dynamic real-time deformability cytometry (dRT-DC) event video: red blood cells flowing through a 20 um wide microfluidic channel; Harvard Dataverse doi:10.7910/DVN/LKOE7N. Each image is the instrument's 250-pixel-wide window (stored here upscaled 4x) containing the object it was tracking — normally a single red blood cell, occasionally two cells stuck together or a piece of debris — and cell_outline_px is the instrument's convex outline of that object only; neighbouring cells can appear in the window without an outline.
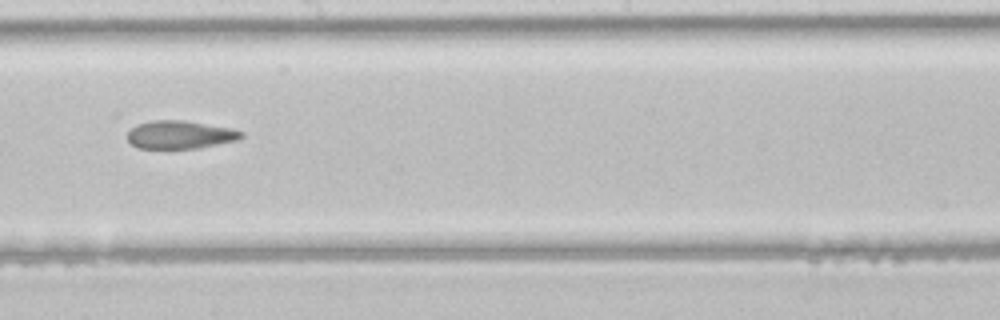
{"species": "common noctule bat (a hibernating species)", "species_latin": "Nyctalus noctula", "temperature_condition": "room temperature", "stored_images_in_passage": 7, "camera_frame_rate_fps": 3000, "um_per_image_px": 0.085, "animal": {"sex": "male", "body_mass_g": 21.5, "forearm_length_mm": 52.0}, "frame": {"image": 1, "passage_image": 7, "time_ms": 2.0, "image_size_px": [1000, 320], "cell_outline_px": [[244, 136], [236, 140], [196, 148], [136, 148], [128, 140], [128, 132], [136, 124], [152, 120], [184, 120], [232, 128], [244, 132]], "centroid_in_image_um": [15.3, 11.44], "position_along_channel_um": 232.9, "area_um2": 18.55}}